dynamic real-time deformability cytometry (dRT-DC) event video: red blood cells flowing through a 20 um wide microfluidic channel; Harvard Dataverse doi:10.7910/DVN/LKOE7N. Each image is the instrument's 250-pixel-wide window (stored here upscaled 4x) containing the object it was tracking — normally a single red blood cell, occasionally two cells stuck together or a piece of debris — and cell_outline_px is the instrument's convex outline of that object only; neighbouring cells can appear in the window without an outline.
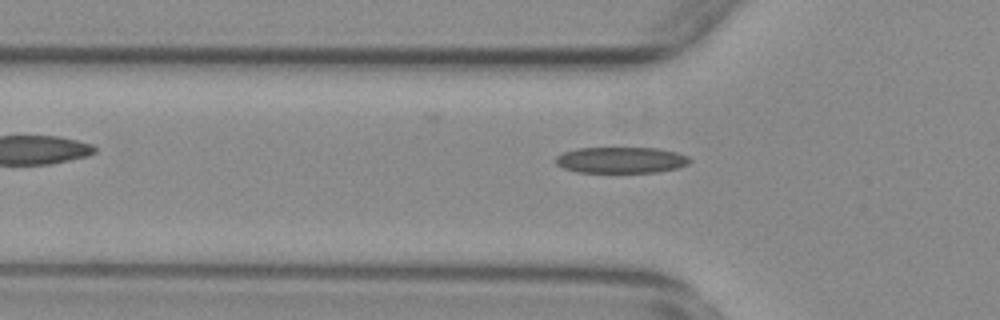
{"species": "common noctule bat (a hibernating species)", "species_latin": "Nyctalus noctula", "temperature_condition": "warm", "stored_images_in_passage": 42, "camera_frame_rate_fps": 3000, "um_per_image_px": 0.085, "animal": {"sex": "female", "body_mass_g": 29.2, "forearm_length_mm": 56.3}, "frame": {"image": 1, "passage_image": 5, "time_ms": 1.333, "image_size_px": [1000, 320], "cell_outline_px": [[692, 160], [688, 164], [676, 168], [656, 172], [576, 172], [564, 168], [556, 164], [556, 156], [564, 152], [576, 148], [656, 148], [676, 152], [688, 156]], "centroid_in_image_um": [52.78, 13.6], "position_along_channel_um": 73.0, "area_um2": 20.35}}
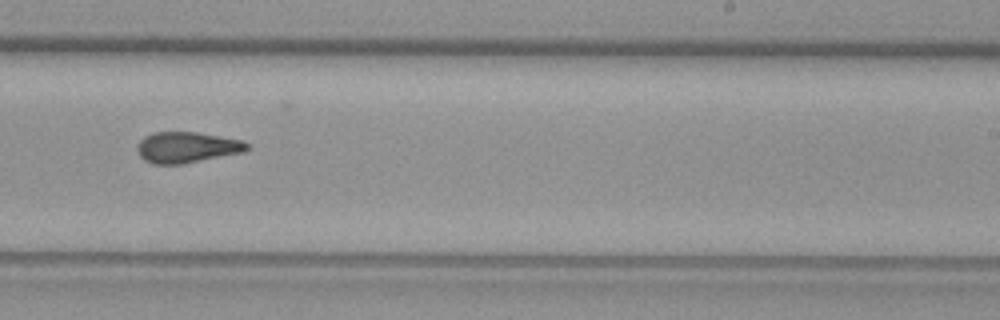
{"frame": {"image": 2, "passage_image": 21, "time_ms": 6.667, "image_size_px": [1000, 320], "cell_outline_px": [[252, 148], [244, 152], [184, 164], [152, 164], [144, 160], [140, 156], [136, 148], [140, 140], [144, 136], [152, 132], [196, 132], [240, 140], [252, 144]], "centroid_in_image_um": [15.9, 12.53], "position_along_channel_um": 273.1, "area_um2": 20.0}}
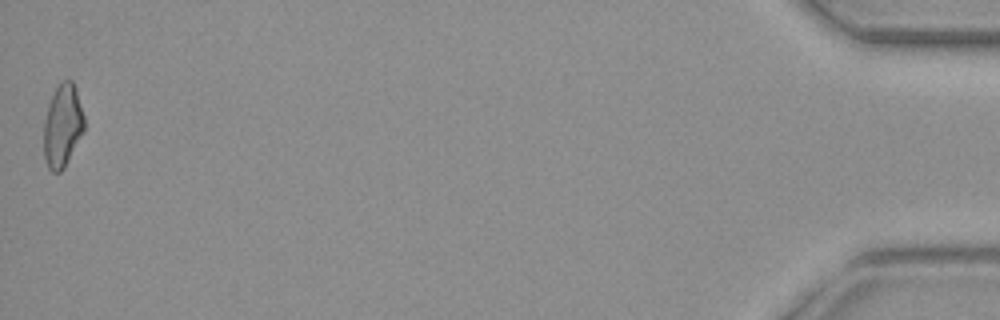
{"frame": {"image": 3, "passage_image": 42, "time_ms": 13.667, "image_size_px": [1000, 320], "cell_outline_px": [[84, 128], [64, 168], [60, 172], [52, 172], [48, 168], [44, 156], [44, 120], [48, 104], [60, 80], [72, 80], [76, 88], [84, 116]], "centroid_in_image_um": [5.3, 10.66], "position_along_channel_um": 429.9, "area_um2": 19.36}, "authors_computed_cell_mechanics": {"area_um2": 19.9988, "velocity_mm_per_s": 3.7377, "shape_relaxation_time_tau1_ms": null, "shape_relaxation_time_tau2_ms": 3.2607, "deformation_change_tau1": null, "deformation_change_tau2": 0.134}}